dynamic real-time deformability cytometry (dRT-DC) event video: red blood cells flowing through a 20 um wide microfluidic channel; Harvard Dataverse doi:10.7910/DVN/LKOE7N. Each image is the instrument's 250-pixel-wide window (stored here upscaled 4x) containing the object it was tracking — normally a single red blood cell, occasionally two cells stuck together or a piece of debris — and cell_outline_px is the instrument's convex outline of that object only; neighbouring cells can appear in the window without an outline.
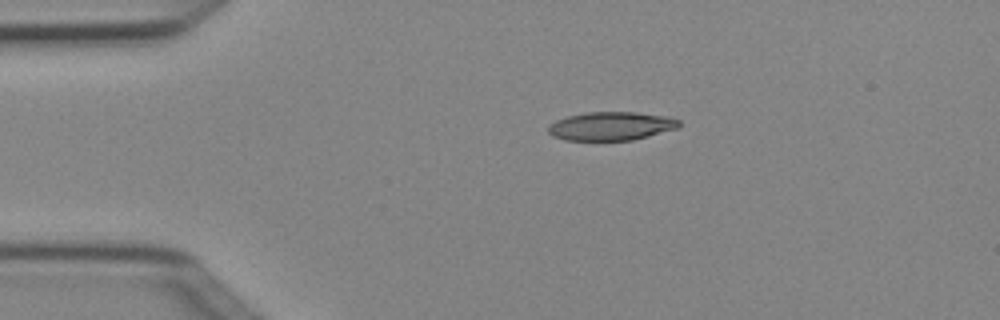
{"species": "Egyptian fruit bat (a non-hibernating species)", "species_latin": "Rousettus aegyptiacus", "temperature_condition": "cold", "stored_images_in_passage": 3, "camera_frame_rate_fps": 3000, "um_per_image_px": 0.085, "animal": {"sex": "female"}, "frame": {"image": 1, "passage_image": 2, "time_ms": 0.333, "image_size_px": [1000, 320], "cell_outline_px": [[680, 128], [632, 140], [564, 140], [552, 136], [548, 132], [548, 124], [556, 120], [568, 116], [584, 112], [636, 112], [668, 116], [680, 120]], "centroid_in_image_um": [51.95, 10.71], "position_along_channel_um": 33.0, "area_um2": 21.96}}